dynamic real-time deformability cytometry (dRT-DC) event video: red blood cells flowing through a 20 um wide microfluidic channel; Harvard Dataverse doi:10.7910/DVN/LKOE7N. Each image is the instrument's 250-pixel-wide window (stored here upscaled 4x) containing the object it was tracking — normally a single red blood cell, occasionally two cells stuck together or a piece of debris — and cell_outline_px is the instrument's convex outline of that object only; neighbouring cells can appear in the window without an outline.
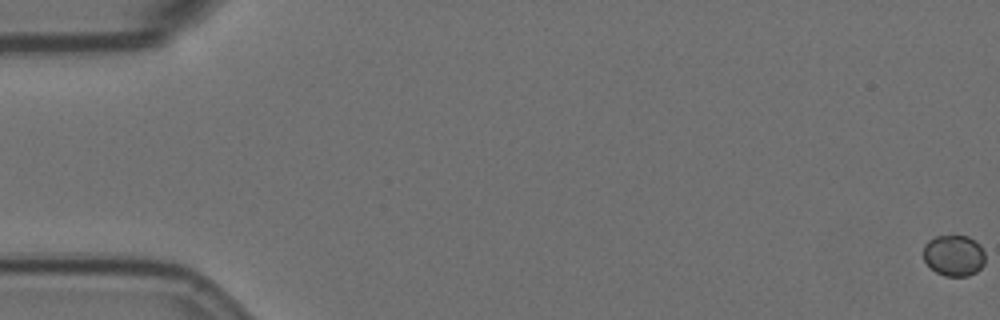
{"species": "Egyptian fruit bat (a non-hibernating species)", "species_latin": "Rousettus aegyptiacus", "temperature_condition": "room temperature", "stored_images_in_passage": 59, "camera_frame_rate_fps": 3000, "um_per_image_px": 0.085, "animal": {"sex": "female"}, "frame": {"image": 1, "passage_image": 1, "time_ms": 0.0, "image_size_px": [1000, 320], "cell_outline_px": [[984, 264], [976, 272], [968, 276], [944, 276], [936, 272], [924, 260], [924, 244], [928, 240], [936, 236], [968, 236], [980, 244], [984, 252]], "centroid_in_image_um": [81.09, 21.71], "position_along_channel_um": 3.9, "area_um2": 14.8}}
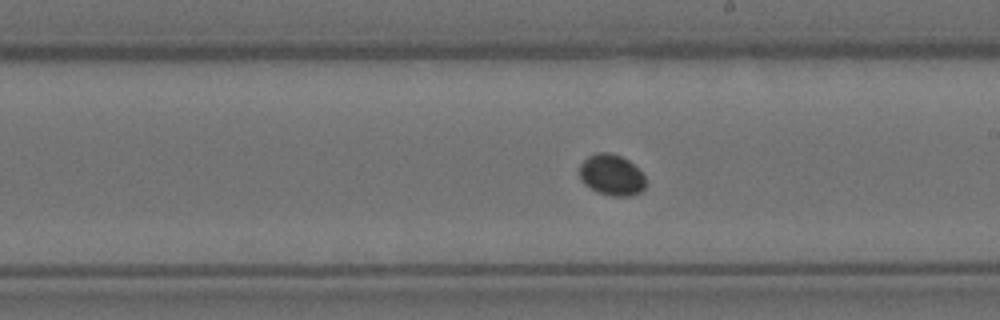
{"frame": {"image": 2, "passage_image": 34, "time_ms": 11.0, "image_size_px": [1000, 320], "cell_outline_px": [[644, 188], [640, 192], [628, 196], [612, 196], [596, 192], [584, 184], [580, 180], [580, 164], [588, 156], [596, 152], [608, 152], [620, 156], [628, 160], [644, 176]], "centroid_in_image_um": [51.94, 14.87], "position_along_channel_um": 237.1, "area_um2": 15.72}}
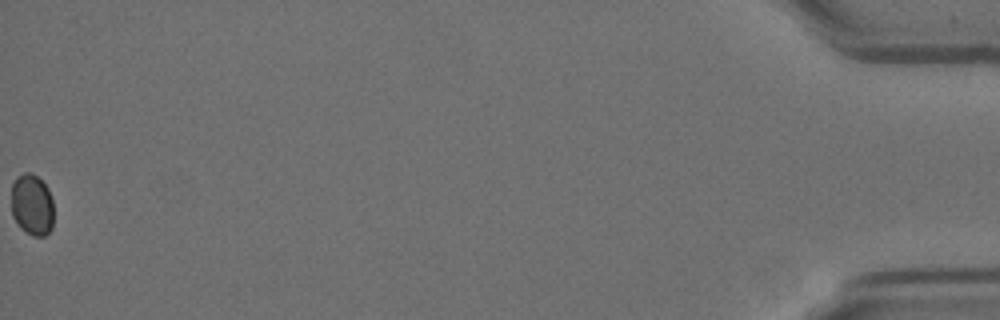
{"frame": {"image": 3, "passage_image": 59, "time_ms": 19.333, "image_size_px": [1000, 320], "cell_outline_px": [[52, 228], [44, 236], [32, 236], [20, 228], [12, 216], [12, 184], [16, 176], [24, 172], [32, 172], [48, 188], [52, 200]], "centroid_in_image_um": [2.7, 17.4], "position_along_channel_um": 432.5, "area_um2": 15.2}}